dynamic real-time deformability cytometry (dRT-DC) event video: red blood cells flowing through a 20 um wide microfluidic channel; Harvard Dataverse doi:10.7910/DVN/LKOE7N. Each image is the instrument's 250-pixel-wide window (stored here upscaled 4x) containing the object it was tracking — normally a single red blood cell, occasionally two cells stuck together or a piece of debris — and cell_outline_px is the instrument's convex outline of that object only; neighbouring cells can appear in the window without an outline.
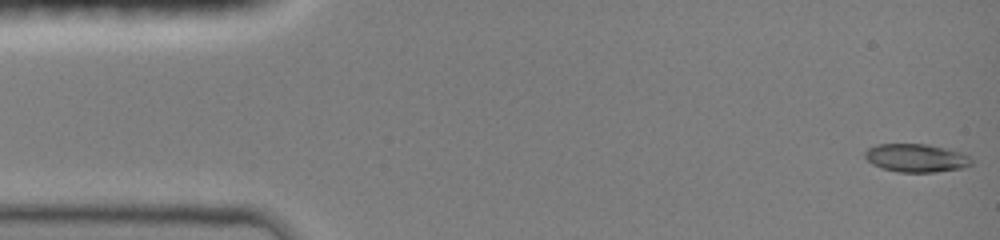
{"species": "common noctule bat (a hibernating species)", "species_latin": "Nyctalus noctula", "temperature_condition": "room temperature", "stored_images_in_passage": 38, "camera_frame_rate_fps": 3000, "um_per_image_px": 0.085, "animal": {"sex": "female", "body_mass_g": 19.0, "forearm_length_mm": 51.5}, "frame": {"image": 1, "passage_image": 1, "time_ms": 0.0, "image_size_px": [1000, 240], "cell_outline_px": [[972, 164], [964, 168], [936, 172], [896, 172], [872, 164], [864, 156], [864, 152], [868, 148], [876, 144], [928, 144], [960, 152], [968, 156], [972, 160]], "centroid_in_image_um": [77.87, 13.43], "position_along_channel_um": 7.1, "area_um2": 17.51}}
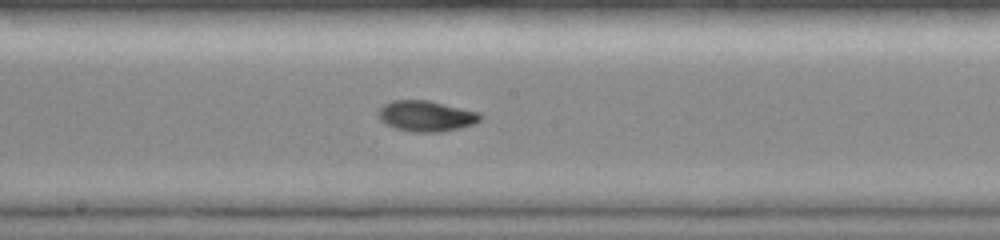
{"frame": {"image": 2, "passage_image": 21, "time_ms": 8.0, "image_size_px": [1000, 240], "cell_outline_px": [[484, 116], [476, 124], [460, 128], [440, 132], [412, 132], [396, 128], [380, 120], [380, 108], [384, 104], [392, 100], [428, 100], [480, 112]], "centroid_in_image_um": [36.29, 9.86], "position_along_channel_um": 211.9, "area_um2": 18.26}}
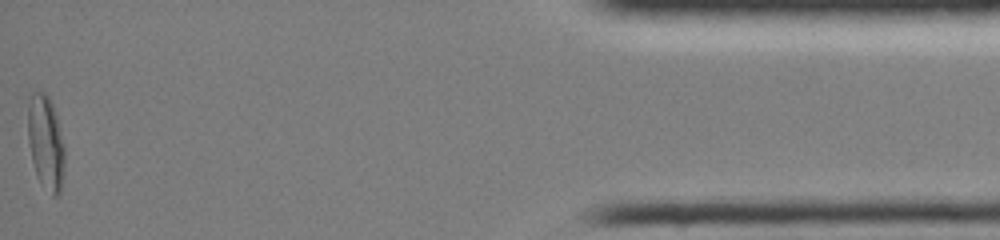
{"frame": {"image": 3, "passage_image": 38, "time_ms": 15.333, "image_size_px": [1000, 240], "cell_outline_px": [[64, 168], [60, 192], [56, 196], [52, 196], [40, 184], [36, 176], [28, 144], [28, 104], [32, 92], [44, 92], [48, 96], [52, 104], [56, 116], [64, 148]], "centroid_in_image_um": [3.87, 12.16], "position_along_channel_um": 431.3, "area_um2": 20.17}, "authors_computed_cell_mechanics": {"area_um2": 17.5423, "velocity_mm_per_s": 4.074, "shape_relaxation_time_tau1_ms": 4.5289, "shape_relaxation_time_tau2_ms": 3.1103, "deformation_change_tau1": 0.1873, "deformation_change_tau2": 0.062}}